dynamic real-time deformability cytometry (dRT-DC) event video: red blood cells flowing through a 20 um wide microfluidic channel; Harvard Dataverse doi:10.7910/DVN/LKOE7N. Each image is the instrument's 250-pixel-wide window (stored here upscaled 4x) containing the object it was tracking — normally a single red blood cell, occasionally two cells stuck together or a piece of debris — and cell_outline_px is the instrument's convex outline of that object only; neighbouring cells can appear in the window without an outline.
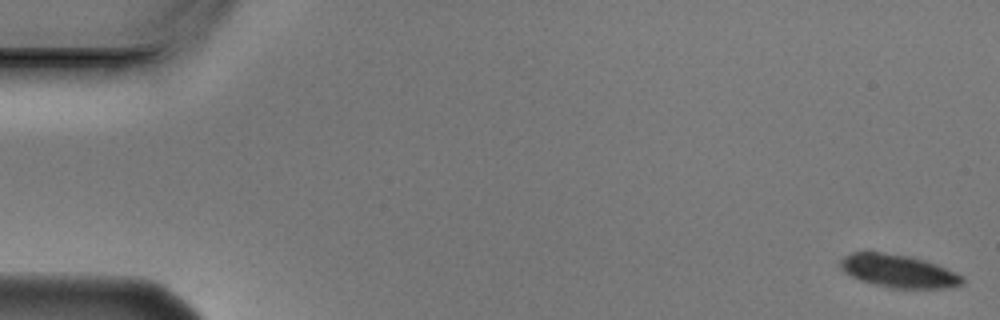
{"species": "Egyptian fruit bat (a non-hibernating species)", "species_latin": "Rousettus aegyptiacus", "temperature_condition": "cold", "stored_images_in_passage": 5, "camera_frame_rate_fps": 3000, "um_per_image_px": 0.085, "animal": {"sex": "male"}, "frame": {"image": 1, "passage_image": 1, "time_ms": 0.0, "image_size_px": [1000, 320], "cell_outline_px": [[964, 284], [948, 288], [892, 288], [872, 284], [860, 280], [844, 272], [840, 268], [840, 260], [844, 256], [852, 252], [884, 252], [908, 256], [924, 260], [936, 264], [960, 276], [964, 280]], "centroid_in_image_um": [76.32, 23.04], "position_along_channel_um": 8.7, "area_um2": 23.24}}
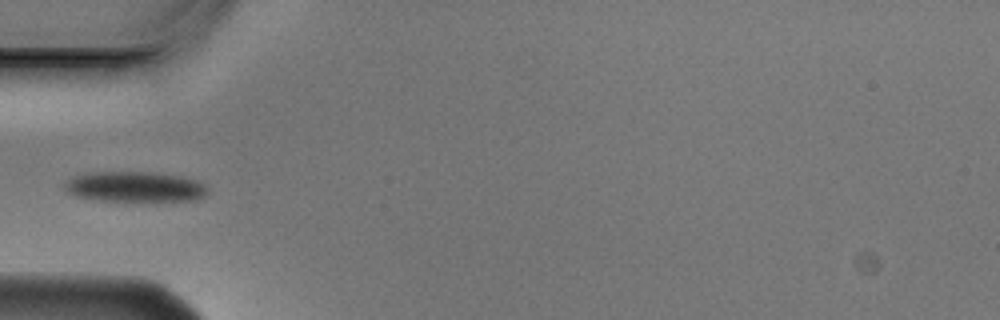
{"frame": {"image": 2, "passage_image": 5, "time_ms": 1.333, "image_size_px": [1000, 320], "cell_outline_px": [[208, 192], [204, 196], [196, 200], [100, 200], [76, 196], [68, 192], [64, 188], [64, 184], [72, 176], [84, 172], [152, 172], [180, 176], [196, 180], [204, 184], [208, 188]], "centroid_in_image_um": [11.45, 15.85], "position_along_channel_um": 73.6, "area_um2": 25.14}}